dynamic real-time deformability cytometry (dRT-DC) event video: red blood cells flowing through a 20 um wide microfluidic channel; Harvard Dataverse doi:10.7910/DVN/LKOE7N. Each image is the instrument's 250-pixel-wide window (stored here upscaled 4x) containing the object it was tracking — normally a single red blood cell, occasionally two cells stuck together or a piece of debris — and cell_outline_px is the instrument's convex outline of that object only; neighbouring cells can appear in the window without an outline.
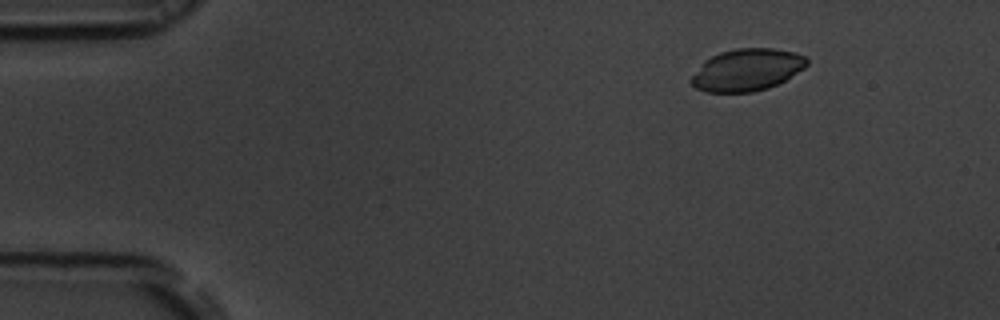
{"species": "common noctule bat (a hibernating species)", "species_latin": "Nyctalus noctula", "temperature_condition": "room temperature", "stored_images_in_passage": 49, "camera_frame_rate_fps": 3000, "um_per_image_px": 0.085, "animal": {"sex": "male", "body_mass_g": 19.5, "forearm_length_mm": 54.6}, "frame": {"image": 1, "passage_image": 1, "time_ms": 0.0, "image_size_px": [1000, 320], "cell_outline_px": [[808, 64], [804, 68], [784, 80], [768, 88], [752, 92], [708, 92], [696, 88], [688, 80], [704, 60], [720, 52], [736, 48], [772, 48], [792, 52], [804, 56], [808, 60]], "centroid_in_image_um": [63.46, 5.94], "position_along_channel_um": 21.5, "area_um2": 28.21}}
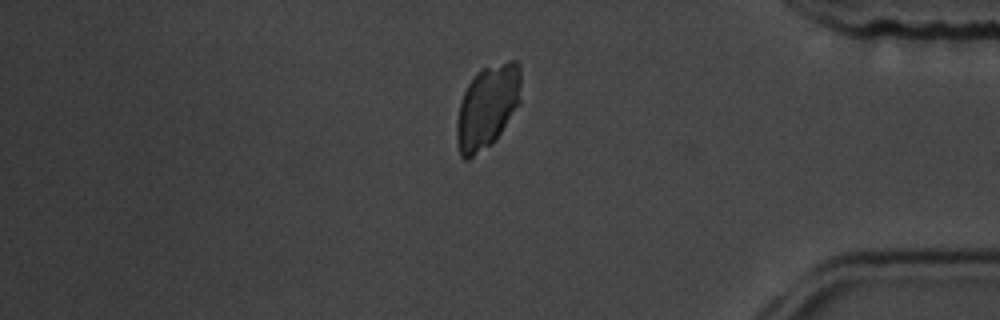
{"frame": {"image": 2, "passage_image": 40, "time_ms": 13.0, "image_size_px": [1000, 320], "cell_outline_px": [[520, 100], [496, 140], [492, 144], [468, 160], [464, 160], [460, 156], [456, 140], [456, 124], [460, 100], [468, 84], [476, 72], [484, 68], [508, 60], [516, 60], [520, 64]], "centroid_in_image_um": [41.4, 9.09], "position_along_channel_um": 393.8, "area_um2": 31.27}}
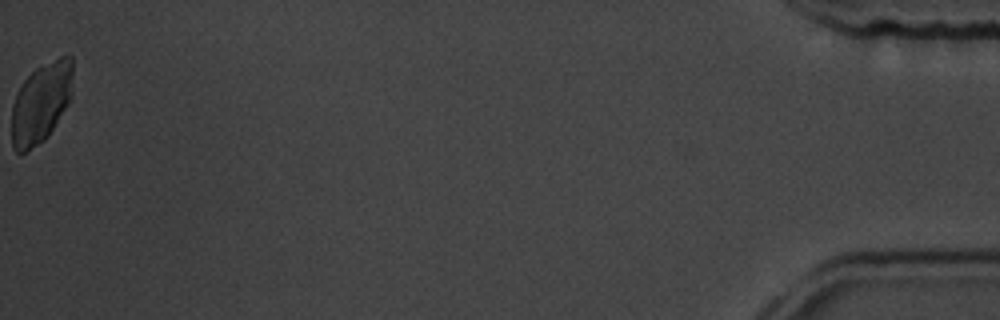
{"frame": {"image": 3, "passage_image": 49, "time_ms": 16.0, "image_size_px": [1000, 320], "cell_outline_px": [[72, 96], [68, 104], [48, 136], [44, 140], [24, 152], [16, 152], [12, 148], [12, 104], [24, 80], [36, 68], [68, 52], [72, 56]], "centroid_in_image_um": [3.51, 8.71], "position_along_channel_um": 431.7, "area_um2": 28.61}}